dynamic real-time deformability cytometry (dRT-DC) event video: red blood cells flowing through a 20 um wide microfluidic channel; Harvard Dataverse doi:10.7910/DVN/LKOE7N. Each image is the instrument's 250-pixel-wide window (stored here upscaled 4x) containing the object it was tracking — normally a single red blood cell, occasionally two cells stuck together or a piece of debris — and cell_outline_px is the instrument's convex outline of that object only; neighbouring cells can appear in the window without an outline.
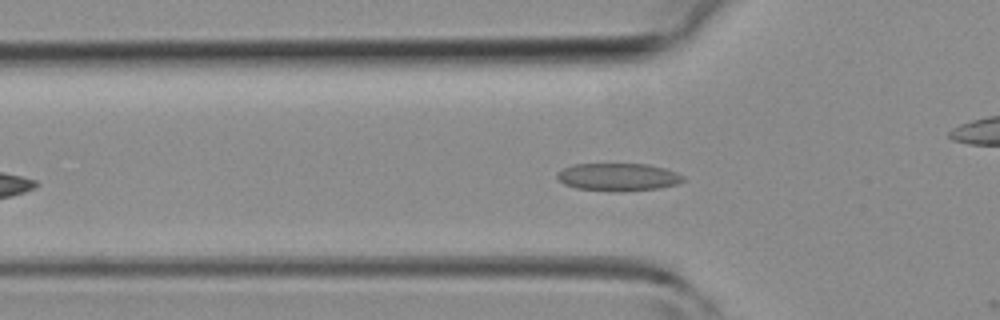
{"species": "common noctule bat (a hibernating species)", "species_latin": "Nyctalus noctula", "temperature_condition": "room temperature", "stored_images_in_passage": 36, "camera_frame_rate_fps": 3000, "um_per_image_px": 0.085, "animal": {"sex": "female", "body_mass_g": 19.3, "forearm_length_mm": 54.1}, "frame": {"image": 1, "passage_image": 10, "time_ms": 3.0, "image_size_px": [1000, 320], "cell_outline_px": [[684, 180], [676, 184], [660, 188], [620, 192], [576, 188], [564, 184], [556, 176], [556, 172], [572, 164], [648, 164], [664, 168], [676, 172], [684, 176]], "centroid_in_image_um": [52.53, 15.05], "position_along_channel_um": 73.3, "area_um2": 20.4}}
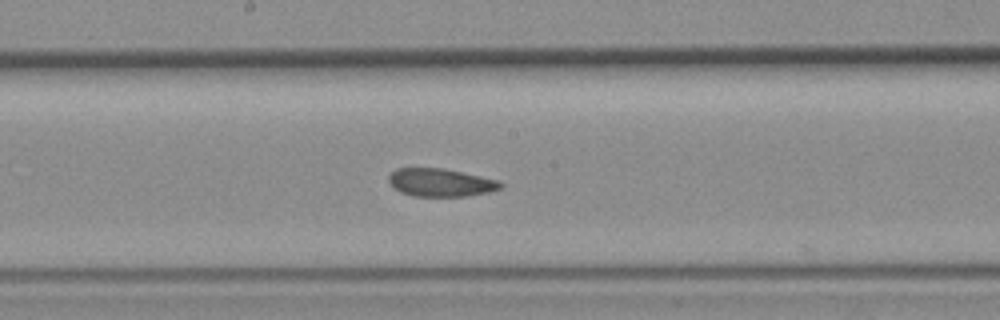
{"frame": {"image": 2, "passage_image": 19, "time_ms": 6.0, "image_size_px": [1000, 320], "cell_outline_px": [[504, 188], [488, 192], [468, 196], [412, 196], [400, 192], [388, 180], [388, 176], [396, 168], [444, 168], [500, 180], [504, 184]], "centroid_in_image_um": [37.5, 15.51], "position_along_channel_um": 210.7, "area_um2": 18.38}}
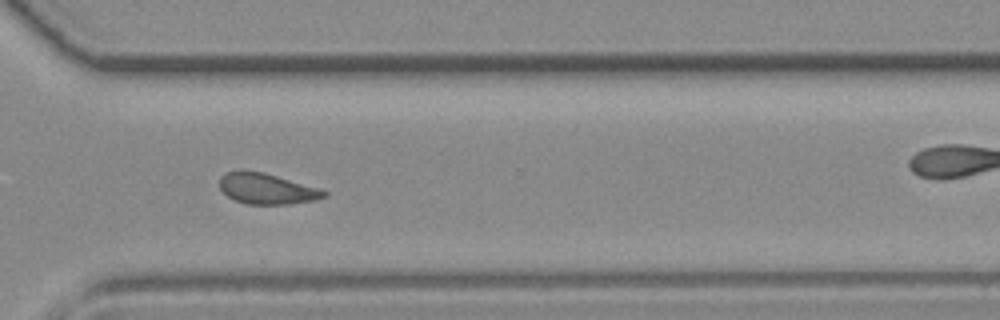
{"frame": {"image": 3, "passage_image": 28, "time_ms": 9.0, "image_size_px": [1000, 320], "cell_outline_px": [[328, 196], [312, 200], [288, 204], [248, 204], [236, 200], [228, 196], [220, 188], [220, 176], [228, 172], [240, 168], [264, 172], [320, 188], [328, 192]], "centroid_in_image_um": [22.67, 16.01], "position_along_channel_um": 347.9, "area_um2": 18.84}}